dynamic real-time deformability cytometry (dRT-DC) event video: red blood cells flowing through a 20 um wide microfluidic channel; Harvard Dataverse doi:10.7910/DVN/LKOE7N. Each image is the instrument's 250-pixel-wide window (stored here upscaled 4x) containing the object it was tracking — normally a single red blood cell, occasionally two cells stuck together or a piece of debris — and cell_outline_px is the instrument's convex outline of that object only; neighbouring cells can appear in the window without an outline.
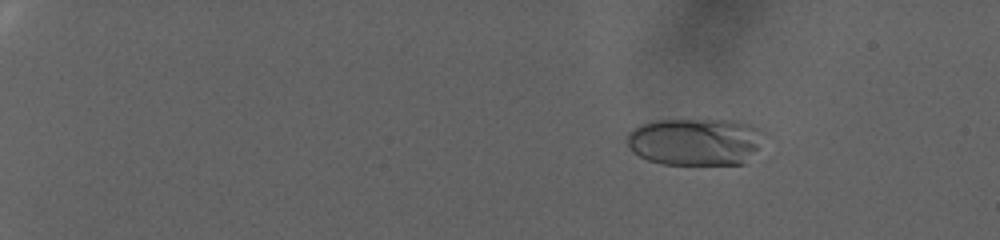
{"species": "human", "species_latin": "Homo sapiens", "temperature_condition": "warm", "stored_images_in_passage": 94, "camera_frame_rate_fps": 3000, "um_per_image_px": 0.085, "donor": {"sex": "female"}, "frame": {"image": 1, "passage_image": 17, "time_ms": 5.333, "image_size_px": [1000, 240], "cell_outline_px": [[768, 136], [744, 164], [660, 164], [648, 160], [632, 152], [628, 148], [628, 132], [644, 124], [656, 120], [736, 120], [752, 124], [760, 128]], "centroid_in_image_um": [59.17, 12.04], "position_along_channel_um": 25.8, "area_um2": 38.21}}
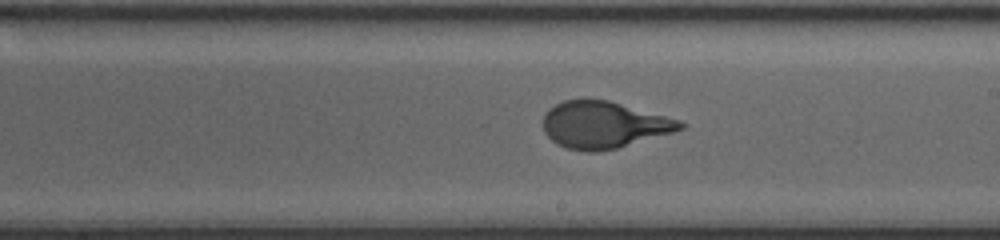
{"frame": {"image": 2, "passage_image": 62, "time_ms": 20.333, "image_size_px": [1000, 240], "cell_outline_px": [[688, 124], [684, 128], [672, 132], [616, 148], [596, 152], [584, 152], [568, 148], [556, 144], [544, 132], [544, 116], [548, 108], [564, 100], [584, 96], [608, 100], [680, 120]], "centroid_in_image_um": [51.28, 10.58], "position_along_channel_um": 237.7, "area_um2": 37.69}}
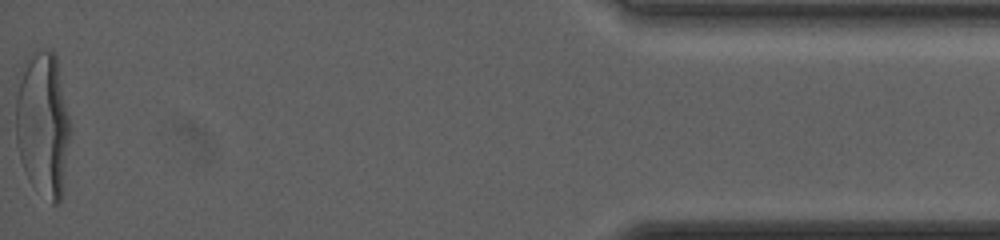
{"frame": {"image": 3, "passage_image": 94, "time_ms": 31.0, "image_size_px": [1000, 240], "cell_outline_px": [[72, 132], [60, 204], [52, 204], [28, 176], [20, 160], [16, 140], [16, 96], [24, 60], [32, 52], [44, 48], [52, 48], [56, 56]], "centroid_in_image_um": [3.67, 10.5], "position_along_channel_um": 431.5, "area_um2": 46.12}, "authors_computed_cell_mechanics": {"area_um2": 38.0324, "velocity_mm_per_s": 2.4335, "shape_relaxation_time_tau1_ms": 7.0944, "shape_relaxation_time_tau2_ms": null, "deformation_change_tau1": 0.2712, "deformation_change_tau2": null}}